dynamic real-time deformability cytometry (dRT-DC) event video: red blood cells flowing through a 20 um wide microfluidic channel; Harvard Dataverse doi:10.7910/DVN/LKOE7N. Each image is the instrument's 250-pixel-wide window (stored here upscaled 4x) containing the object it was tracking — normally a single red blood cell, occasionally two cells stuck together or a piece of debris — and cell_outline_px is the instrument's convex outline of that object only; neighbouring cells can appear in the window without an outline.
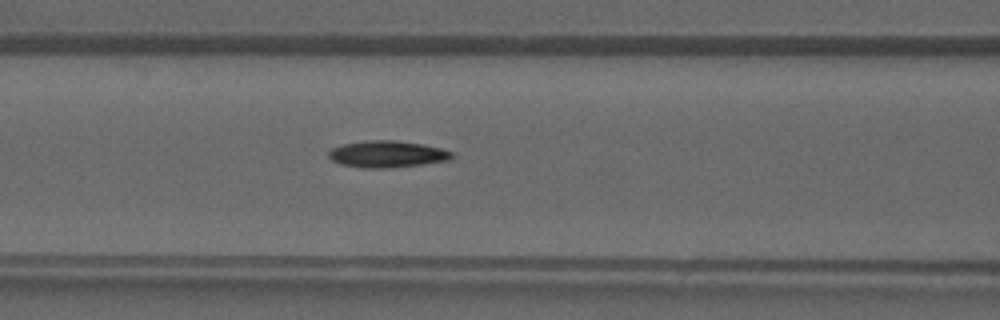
{"species": "common noctule bat (a hibernating species)", "species_latin": "Nyctalus noctula", "temperature_condition": "warm", "stored_images_in_passage": 42, "camera_frame_rate_fps": 3000, "um_per_image_px": 0.085, "animal": {"sex": "male", "forearm_length_mm": 52.5}, "frame": {"image": 1, "passage_image": 18, "time_ms": 5.667, "image_size_px": [1000, 320], "cell_outline_px": [[456, 156], [448, 160], [392, 168], [364, 168], [340, 164], [332, 160], [328, 156], [328, 152], [332, 148], [344, 144], [368, 140], [396, 140], [424, 144], [440, 148], [452, 152]], "centroid_in_image_um": [32.91, 13.1], "position_along_channel_um": 133.7, "area_um2": 19.19}}
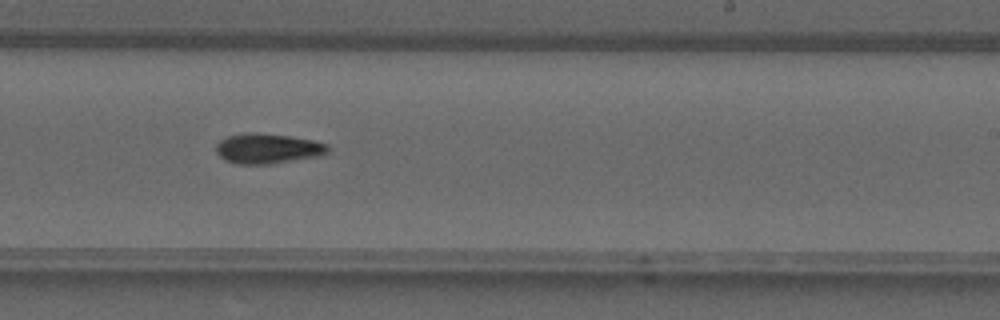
{"frame": {"image": 2, "passage_image": 26, "time_ms": 8.333, "image_size_px": [1000, 320], "cell_outline_px": [[328, 152], [320, 156], [268, 164], [240, 164], [228, 160], [220, 156], [216, 152], [216, 144], [220, 140], [228, 136], [248, 132], [256, 132], [292, 136], [316, 140], [328, 144]], "centroid_in_image_um": [22.79, 12.61], "position_along_channel_um": 266.2, "area_um2": 19.65}}
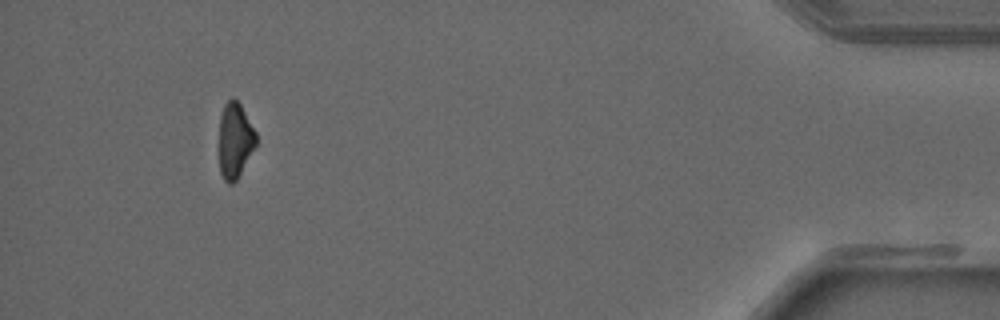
{"frame": {"image": 3, "passage_image": 39, "time_ms": 12.667, "image_size_px": [1000, 320], "cell_outline_px": [[256, 144], [236, 180], [232, 184], [228, 184], [224, 180], [220, 172], [220, 116], [224, 104], [232, 96], [240, 104], [256, 132]], "centroid_in_image_um": [19.96, 11.92], "position_along_channel_um": 415.2, "area_um2": 15.95}}